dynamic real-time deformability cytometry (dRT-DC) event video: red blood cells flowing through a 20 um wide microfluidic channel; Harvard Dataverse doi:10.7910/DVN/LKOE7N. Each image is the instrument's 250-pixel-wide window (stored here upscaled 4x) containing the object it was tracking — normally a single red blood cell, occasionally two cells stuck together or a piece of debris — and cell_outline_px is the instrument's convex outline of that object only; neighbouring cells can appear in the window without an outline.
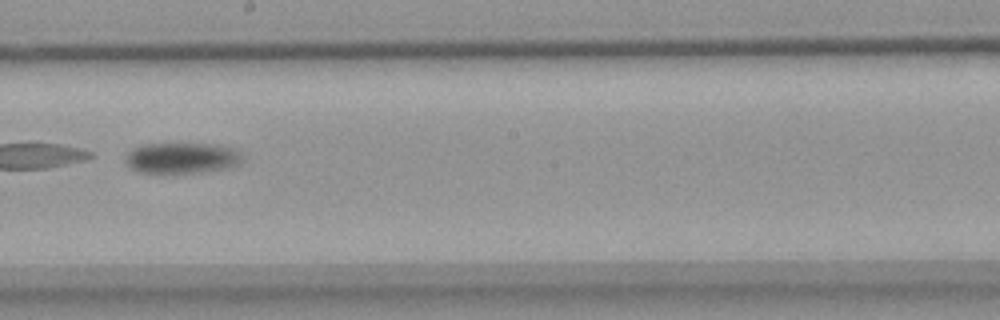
{"species": "common noctule bat (a hibernating species)", "species_latin": "Nyctalus noctula", "temperature_condition": "warm", "stored_images_in_passage": 43, "camera_frame_rate_fps": 3000, "um_per_image_px": 0.085, "animal": {"sex": "female", "body_mass_g": 18.4}, "frame": {"image": 1, "passage_image": 19, "time_ms": 6.0, "image_size_px": [1000, 320], "cell_outline_px": [[240, 160], [236, 164], [228, 168], [196, 172], [140, 172], [132, 168], [124, 160], [128, 152], [132, 148], [144, 144], [220, 144], [232, 148], [240, 152]], "centroid_in_image_um": [15.43, 13.41], "position_along_channel_um": 232.8, "area_um2": 20.58}, "authors_computed_cell_mechanics": {"area_um2": 21.7328, "velocity_mm_per_s": 3.5687, "shape_relaxation_time_tau1_ms": 1.6764, "shape_relaxation_time_tau2_ms": null, "deformation_change_tau1": 0.2692, "deformation_change_tau2": null}}